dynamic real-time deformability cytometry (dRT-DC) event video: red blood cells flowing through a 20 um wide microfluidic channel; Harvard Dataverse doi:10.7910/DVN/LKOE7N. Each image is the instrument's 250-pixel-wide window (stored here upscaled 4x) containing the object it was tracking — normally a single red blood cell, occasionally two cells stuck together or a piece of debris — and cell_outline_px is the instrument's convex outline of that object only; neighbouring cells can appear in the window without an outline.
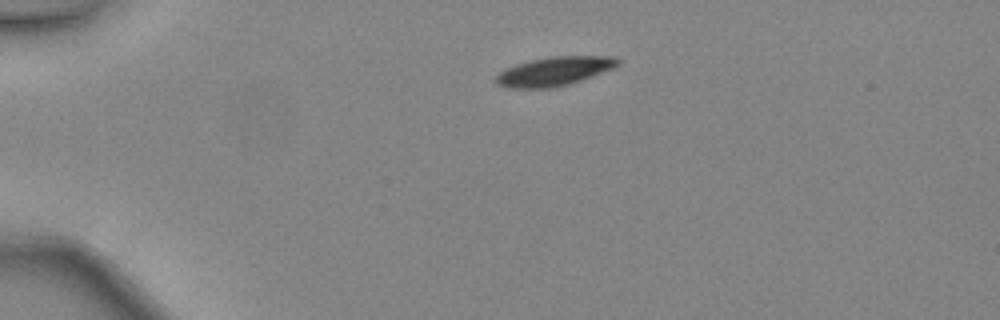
{"species": "common noctule bat (a hibernating species)", "species_latin": "Nyctalus noctula", "temperature_condition": "warm", "stored_images_in_passage": 37, "camera_frame_rate_fps": 3000, "um_per_image_px": 0.085, "animal": {"sex": "female", "body_mass_g": 24.6, "forearm_length_mm": 56.2}, "frame": {"image": 1, "passage_image": 1, "time_ms": 0.0, "image_size_px": [1000, 320], "cell_outline_px": [[620, 64], [612, 68], [580, 80], [568, 84], [552, 88], [508, 88], [496, 84], [496, 76], [504, 68], [516, 64], [548, 56], [612, 56], [620, 60]], "centroid_in_image_um": [47.07, 6.05], "position_along_channel_um": 37.9, "area_um2": 20.4}}
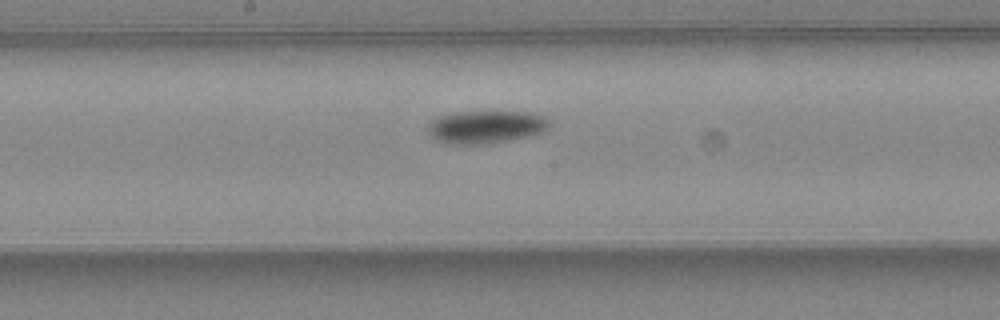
{"frame": {"image": 2, "passage_image": 16, "time_ms": 5.0, "image_size_px": [1000, 320], "cell_outline_px": [[552, 124], [544, 132], [532, 136], [488, 144], [444, 144], [436, 140], [428, 132], [428, 124], [432, 120], [440, 116], [460, 112], [532, 112], [544, 116], [552, 120]], "centroid_in_image_um": [41.37, 10.8], "position_along_channel_um": 206.8, "area_um2": 23.58}}
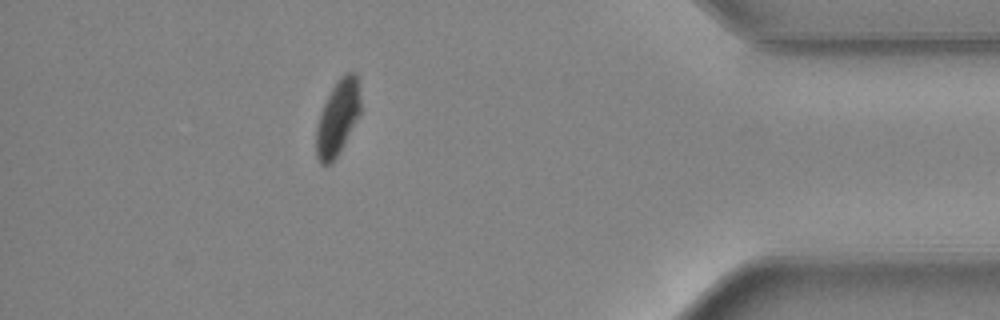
{"frame": {"image": 3, "passage_image": 32, "time_ms": 10.333, "image_size_px": [1000, 320], "cell_outline_px": [[360, 116], [340, 152], [332, 164], [320, 164], [316, 156], [316, 124], [320, 112], [336, 80], [344, 72], [356, 72], [360, 100]], "centroid_in_image_um": [28.7, 10.02], "position_along_channel_um": 406.5, "area_um2": 19.71}, "authors_computed_cell_mechanics": {"area_um2": 22.0218, "velocity_mm_per_s": 4.4508, "shape_relaxation_time_tau1_ms": 2.1497, "shape_relaxation_time_tau2_ms": null, "deformation_change_tau1": 0.1091, "deformation_change_tau2": null}}